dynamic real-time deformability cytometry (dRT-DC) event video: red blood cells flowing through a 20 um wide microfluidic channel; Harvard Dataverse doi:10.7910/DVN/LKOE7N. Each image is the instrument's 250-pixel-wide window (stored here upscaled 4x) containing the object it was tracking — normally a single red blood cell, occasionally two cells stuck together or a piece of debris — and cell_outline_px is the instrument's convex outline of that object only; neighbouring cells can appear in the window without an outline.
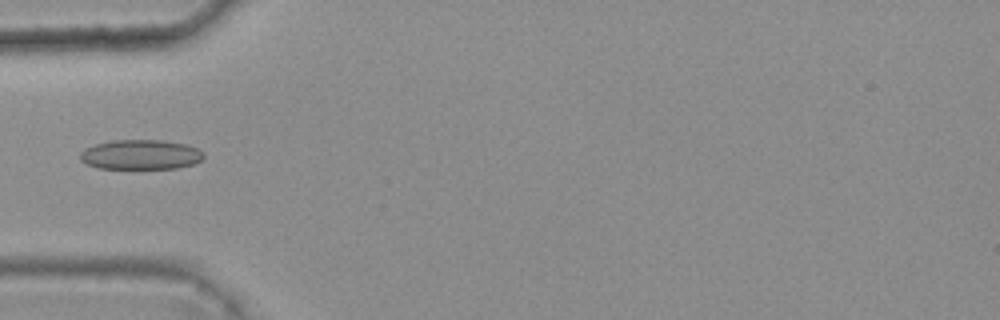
{"species": "common noctule bat (a hibernating species)", "species_latin": "Nyctalus noctula", "temperature_condition": "warm", "stored_images_in_passage": 1, "camera_frame_rate_fps": 3000, "um_per_image_px": 0.085, "animal": {"sex": "female", "body_mass_g": 25.1}, "frame": {"image": 1, "passage_image": 1, "time_ms": 0.0, "image_size_px": [1000, 320], "cell_outline_px": [[204, 156], [196, 164], [176, 168], [100, 168], [88, 164], [80, 160], [80, 152], [84, 148], [96, 144], [112, 140], [160, 140], [188, 144], [204, 152]], "centroid_in_image_um": [11.98, 13.13], "position_along_channel_um": 73.0, "area_um2": 21.44}}